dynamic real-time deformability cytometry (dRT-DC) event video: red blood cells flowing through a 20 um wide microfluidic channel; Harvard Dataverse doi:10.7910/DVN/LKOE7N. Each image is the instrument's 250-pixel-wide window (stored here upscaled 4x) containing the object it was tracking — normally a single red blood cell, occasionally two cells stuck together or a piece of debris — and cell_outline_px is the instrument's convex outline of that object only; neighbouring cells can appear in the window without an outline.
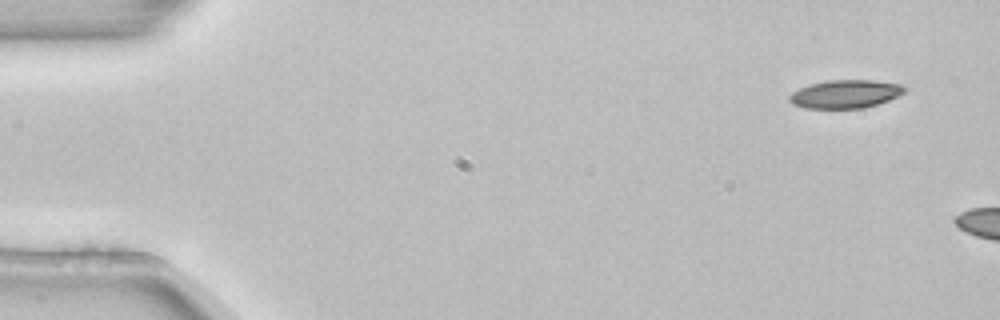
{"species": "common noctule bat (a hibernating species)", "species_latin": "Nyctalus noctula", "temperature_condition": "room temperature", "stored_images_in_passage": 3, "camera_frame_rate_fps": 3000, "um_per_image_px": 0.085, "animal": {"sex": "female", "body_mass_g": 22.7, "forearm_length_mm": 54.2}, "frame": {"image": 1, "passage_image": 1, "time_ms": 0.0, "image_size_px": [1000, 320], "cell_outline_px": [[908, 88], [904, 92], [888, 100], [864, 108], [804, 108], [792, 104], [788, 100], [788, 96], [792, 92], [800, 88], [812, 84], [828, 80], [872, 80], [900, 84]], "centroid_in_image_um": [71.83, 7.99], "position_along_channel_um": 13.2, "area_um2": 18.84}}